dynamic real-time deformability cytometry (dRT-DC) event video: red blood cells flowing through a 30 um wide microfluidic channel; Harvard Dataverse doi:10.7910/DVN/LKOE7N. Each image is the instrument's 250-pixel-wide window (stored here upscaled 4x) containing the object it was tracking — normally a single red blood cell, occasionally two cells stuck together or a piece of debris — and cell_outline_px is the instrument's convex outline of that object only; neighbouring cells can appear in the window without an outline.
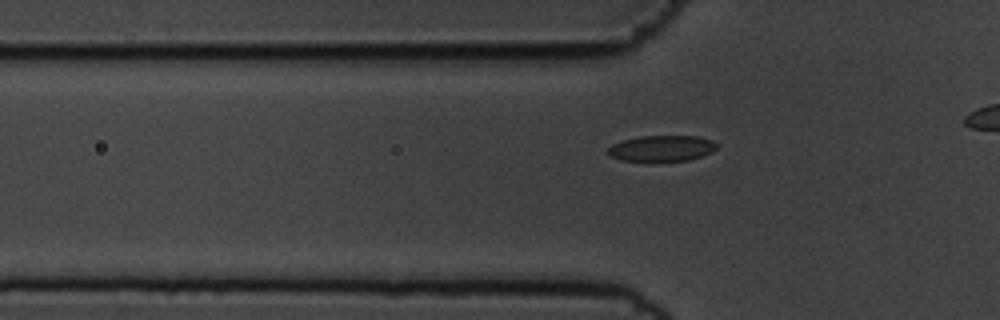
{"species": "common noctule bat (a hibernating species)", "species_latin": "Nyctalus noctula", "temperature_condition": "cold", "stored_images_in_passage": 42, "camera_frame_rate_fps": 3000, "um_per_image_px": 0.085, "animal": {"sex": "male", "body_mass_g": 19.5, "forearm_length_mm": 54.6}, "frame": {"image": 1, "passage_image": 14, "time_ms": 4.333, "image_size_px": [1000, 320], "cell_outline_px": [[716, 148], [712, 152], [688, 160], [652, 164], [620, 160], [612, 156], [608, 152], [608, 148], [612, 144], [624, 140], [640, 136], [700, 136], [712, 140], [716, 144]], "centroid_in_image_um": [56.22, 12.65], "position_along_channel_um": 69.6, "area_um2": 17.05}}
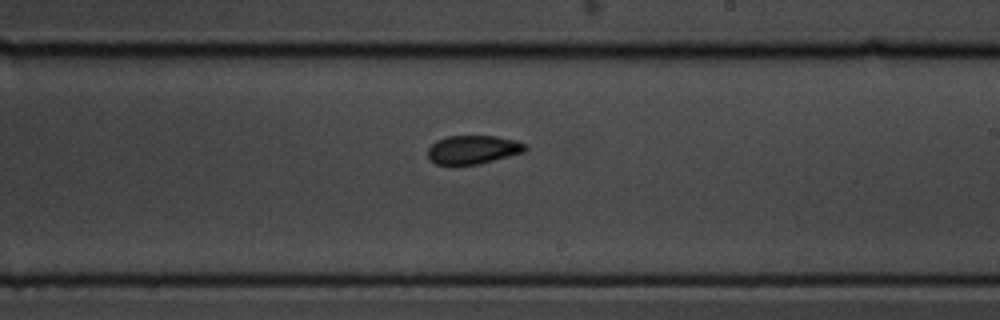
{"frame": {"image": 2, "passage_image": 29, "time_ms": 9.333, "image_size_px": [1000, 320], "cell_outline_px": [[528, 148], [524, 152], [480, 164], [436, 164], [428, 156], [428, 148], [436, 140], [448, 136], [496, 136], [516, 140], [524, 144]], "centroid_in_image_um": [40.22, 12.71], "position_along_channel_um": 248.8, "area_um2": 16.13}}
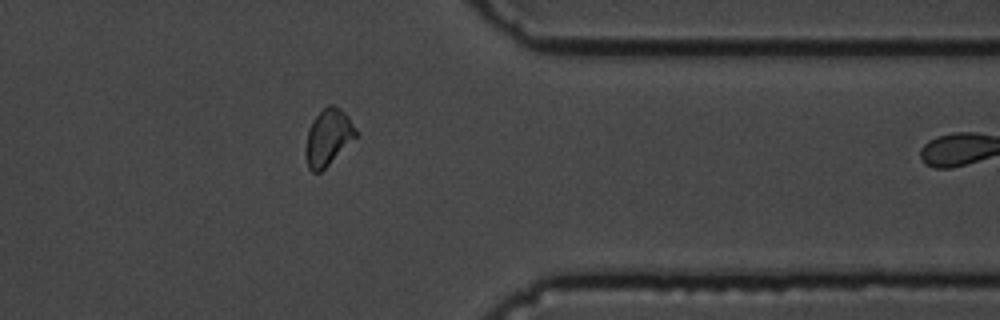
{"frame": {"image": 3, "passage_image": 41, "time_ms": 13.333, "image_size_px": [1000, 320], "cell_outline_px": [[360, 132], [320, 172], [312, 172], [308, 168], [304, 152], [308, 128], [312, 120], [328, 104], [332, 104], [340, 108], [348, 116]], "centroid_in_image_um": [27.88, 11.65], "position_along_channel_um": 383.5, "area_um2": 16.47}}